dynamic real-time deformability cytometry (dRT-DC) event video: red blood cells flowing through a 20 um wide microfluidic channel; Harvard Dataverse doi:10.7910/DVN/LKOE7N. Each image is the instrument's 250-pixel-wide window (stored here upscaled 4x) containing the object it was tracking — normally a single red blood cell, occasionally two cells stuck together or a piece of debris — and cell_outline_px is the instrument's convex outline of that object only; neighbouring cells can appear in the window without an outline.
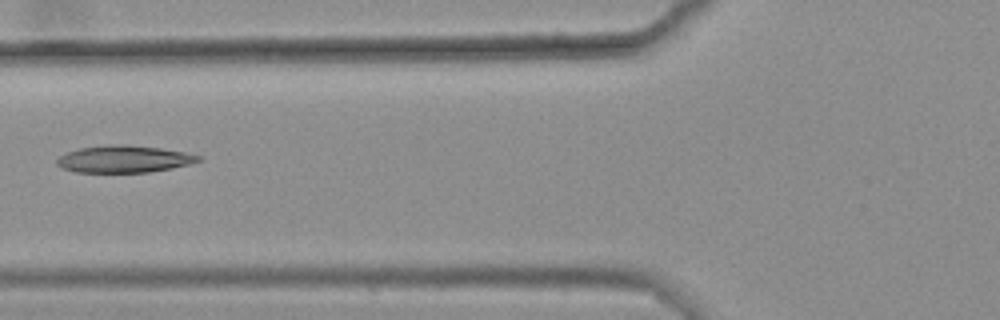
{"species": "common noctule bat (a hibernating species)", "species_latin": "Nyctalus noctula", "temperature_condition": "warm", "stored_images_in_passage": 7, "camera_frame_rate_fps": 3000, "um_per_image_px": 0.085, "animal": {"sex": "female", "body_mass_g": 25.1}, "frame": {"image": 1, "passage_image": 5, "time_ms": 1.333, "image_size_px": [1000, 320], "cell_outline_px": [[200, 160], [188, 164], [172, 168], [148, 172], [76, 172], [64, 168], [56, 164], [56, 160], [60, 156], [68, 152], [80, 148], [108, 144], [128, 144], [160, 148], [184, 152], [200, 156]], "centroid_in_image_um": [10.52, 13.51], "position_along_channel_um": 115.3, "area_um2": 22.14}}
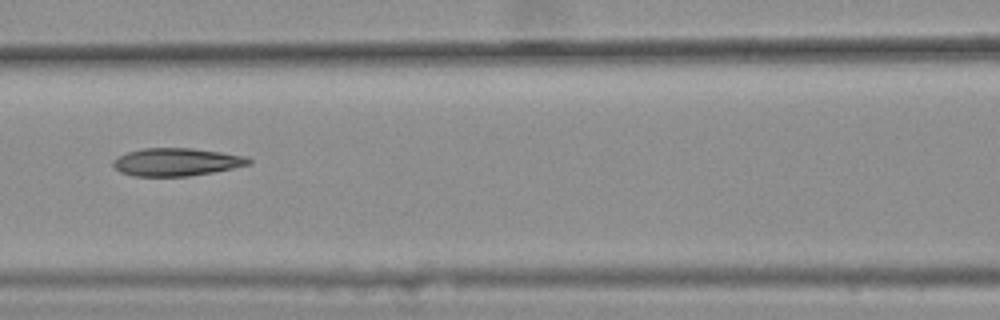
{"frame": {"image": 2, "passage_image": 6, "time_ms": 1.667, "image_size_px": [1000, 320], "cell_outline_px": [[252, 164], [212, 172], [188, 176], [132, 176], [120, 172], [112, 164], [112, 160], [128, 152], [140, 148], [192, 148], [220, 152], [244, 156], [252, 160]], "centroid_in_image_um": [14.98, 13.77], "position_along_channel_um": 151.6, "area_um2": 21.91}}
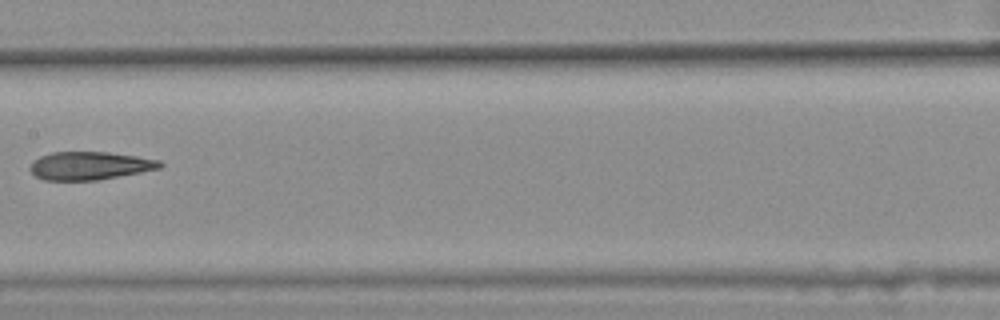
{"frame": {"image": 3, "passage_image": 7, "time_ms": 2.0, "image_size_px": [1000, 320], "cell_outline_px": [[164, 164], [160, 168], [140, 172], [96, 180], [44, 180], [36, 176], [28, 168], [40, 156], [52, 152], [108, 152], [136, 156], [160, 160]], "centroid_in_image_um": [7.64, 14.08], "position_along_channel_um": 199.8, "area_um2": 21.04}}